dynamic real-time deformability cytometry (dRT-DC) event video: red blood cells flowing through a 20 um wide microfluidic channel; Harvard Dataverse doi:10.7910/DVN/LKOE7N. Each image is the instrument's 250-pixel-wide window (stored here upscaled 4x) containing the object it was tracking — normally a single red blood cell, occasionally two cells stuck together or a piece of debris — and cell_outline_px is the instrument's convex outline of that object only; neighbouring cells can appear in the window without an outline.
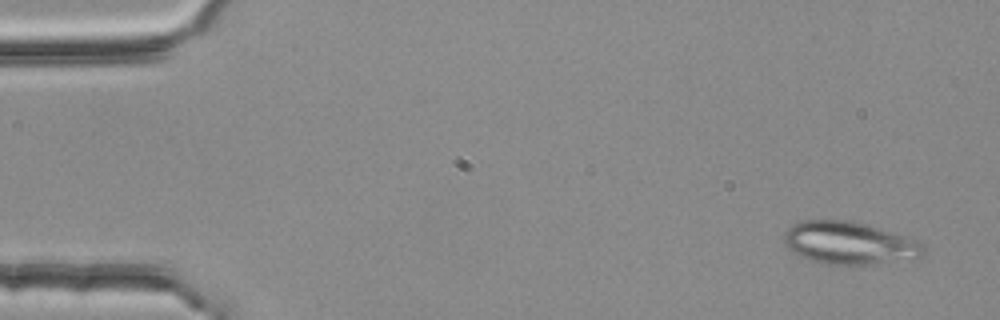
{"species": "common noctule bat (a hibernating species)", "species_latin": "Nyctalus noctula", "temperature_condition": "room temperature", "stored_images_in_passage": 3, "camera_frame_rate_fps": 3000, "um_per_image_px": 0.085, "animal": {"sex": "female", "body_mass_g": 25.1}, "frame": {"image": 1, "passage_image": 1, "time_ms": 0.0, "image_size_px": [1000, 320], "cell_outline_px": [[924, 256], [864, 264], [828, 264], [812, 260], [792, 252], [784, 244], [784, 232], [792, 224], [800, 220], [852, 220], [880, 228], [904, 236], [924, 244]], "centroid_in_image_um": [72.12, 20.62], "position_along_channel_um": 12.9, "area_um2": 34.1}}